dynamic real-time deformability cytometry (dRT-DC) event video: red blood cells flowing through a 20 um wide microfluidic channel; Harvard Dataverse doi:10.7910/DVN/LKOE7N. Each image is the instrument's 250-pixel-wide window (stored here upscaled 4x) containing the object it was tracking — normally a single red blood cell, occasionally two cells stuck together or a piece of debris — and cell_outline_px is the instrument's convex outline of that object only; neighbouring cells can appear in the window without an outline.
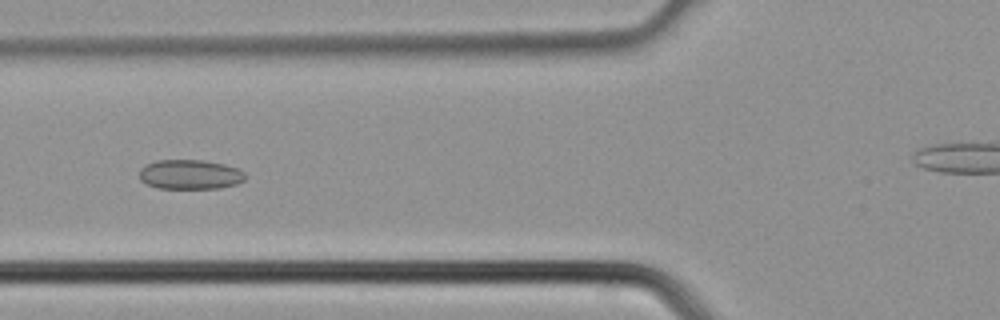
{"species": "common noctule bat (a hibernating species)", "species_latin": "Nyctalus noctula", "temperature_condition": "cold", "stored_images_in_passage": 4, "segment_of_instrument_passage": [1, 2], "camera_frame_rate_fps": 3000, "um_per_image_px": 0.085, "animal": {"sex": "male", "body_mass_g": 21.5, "forearm_length_mm": 52.0}, "frame": {"image": 1, "passage_image": 3, "time_ms": 0.667, "image_size_px": [1000, 320], "cell_outline_px": [[244, 180], [236, 184], [220, 188], [156, 188], [140, 180], [140, 168], [144, 164], [156, 160], [204, 160], [224, 164], [240, 168], [244, 172]], "centroid_in_image_um": [16.14, 14.82], "position_along_channel_um": 109.7, "area_um2": 18.38}}